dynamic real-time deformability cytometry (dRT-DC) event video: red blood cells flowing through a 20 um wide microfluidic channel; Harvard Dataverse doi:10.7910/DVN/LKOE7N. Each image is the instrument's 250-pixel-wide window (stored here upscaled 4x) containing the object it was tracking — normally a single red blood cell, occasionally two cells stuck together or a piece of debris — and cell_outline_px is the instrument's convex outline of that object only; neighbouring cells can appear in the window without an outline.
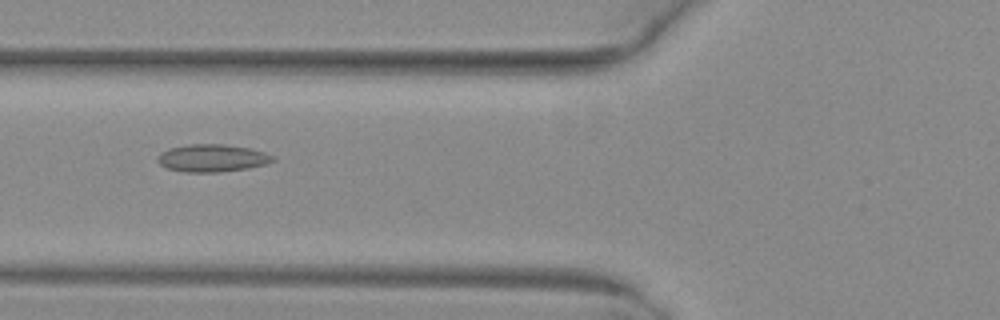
{"species": "common noctule bat (a hibernating species)", "species_latin": "Nyctalus noctula", "temperature_condition": "warm", "stored_images_in_passage": 41, "camera_frame_rate_fps": 3000, "um_per_image_px": 0.085, "animal": {"sex": "female", "body_mass_g": 29.2, "forearm_length_mm": 56.3}, "frame": {"image": 1, "passage_image": 10, "time_ms": 3.0, "image_size_px": [1000, 320], "cell_outline_px": [[276, 160], [268, 164], [248, 168], [220, 172], [184, 172], [168, 168], [160, 164], [156, 160], [156, 156], [160, 152], [168, 148], [188, 144], [224, 144], [248, 148], [264, 152], [272, 156]], "centroid_in_image_um": [18.01, 13.43], "position_along_channel_um": 107.8, "area_um2": 18.61}}
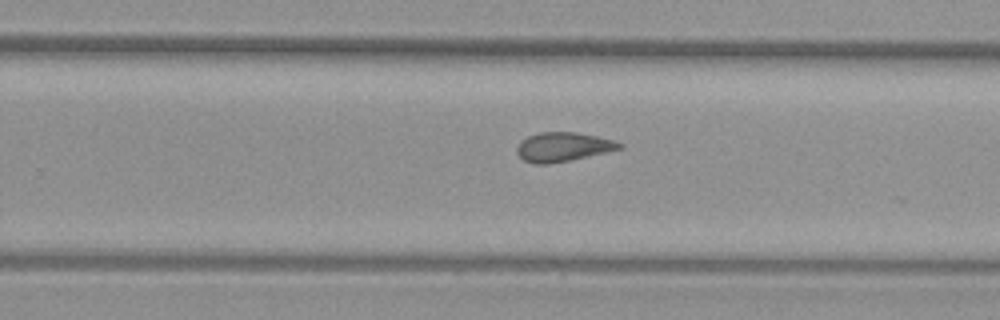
{"frame": {"image": 2, "passage_image": 23, "time_ms": 7.333, "image_size_px": [1000, 320], "cell_outline_px": [[624, 144], [620, 148], [572, 160], [548, 164], [532, 164], [524, 160], [516, 152], [516, 148], [520, 140], [528, 136], [540, 132], [576, 132], [596, 136], [612, 140]], "centroid_in_image_um": [47.79, 12.49], "position_along_channel_um": 282.0, "area_um2": 17.34}}
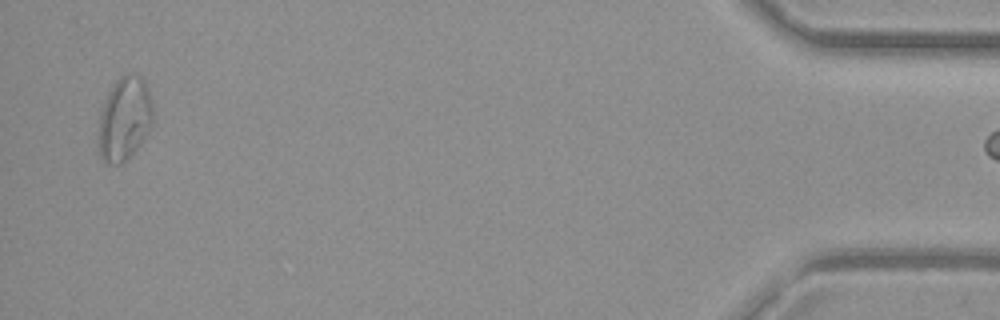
{"frame": {"image": 3, "passage_image": 40, "time_ms": 13.0, "image_size_px": [1000, 320], "cell_outline_px": [[152, 124], [140, 144], [120, 164], [104, 164], [100, 160], [96, 152], [96, 132], [100, 104], [116, 80], [124, 72], [136, 72], [144, 80], [148, 88], [152, 104]], "centroid_in_image_um": [10.48, 10.09], "position_along_channel_um": 424.7, "area_um2": 27.74}}